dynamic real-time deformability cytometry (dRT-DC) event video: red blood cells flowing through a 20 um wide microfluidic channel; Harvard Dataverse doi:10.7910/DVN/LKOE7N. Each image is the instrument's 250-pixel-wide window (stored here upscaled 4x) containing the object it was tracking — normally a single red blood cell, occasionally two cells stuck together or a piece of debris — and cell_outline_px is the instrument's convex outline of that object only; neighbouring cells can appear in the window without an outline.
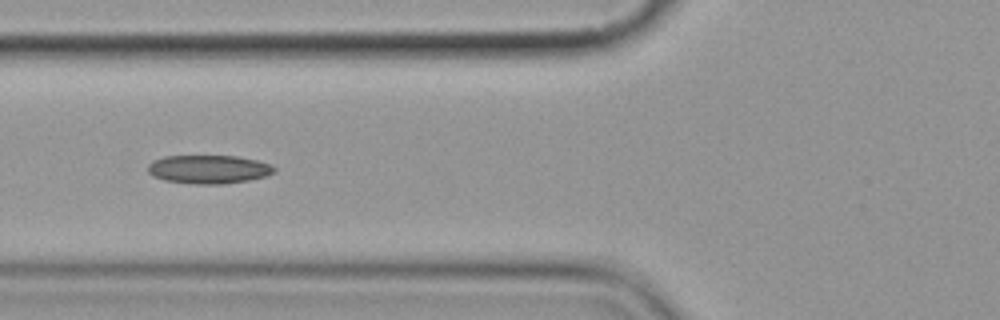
{"species": "common noctule bat (a hibernating species)", "species_latin": "Nyctalus noctula", "temperature_condition": "cold", "stored_images_in_passage": 9, "camera_frame_rate_fps": 3000, "um_per_image_px": 0.085, "animal": {"sex": "female", "body_mass_g": 19.9}, "frame": {"image": 1, "passage_image": 6, "time_ms": 5.667, "image_size_px": [1000, 320], "cell_outline_px": [[276, 172], [264, 176], [248, 180], [220, 184], [196, 184], [164, 180], [152, 176], [148, 172], [148, 164], [152, 160], [164, 156], [236, 156], [256, 160], [268, 164], [276, 168]], "centroid_in_image_um": [17.69, 14.39], "position_along_channel_um": 108.1, "area_um2": 20.92}}
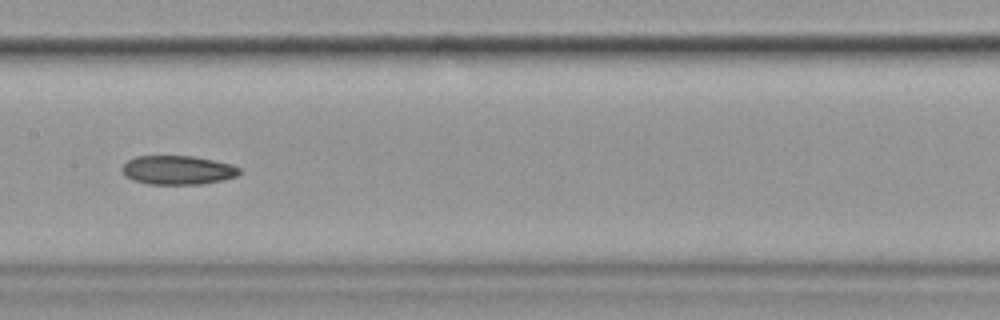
{"frame": {"image": 2, "passage_image": 8, "time_ms": 8.0, "image_size_px": [1000, 320], "cell_outline_px": [[240, 172], [236, 176], [220, 180], [200, 184], [148, 184], [132, 180], [124, 176], [120, 168], [128, 160], [136, 156], [192, 156], [232, 164], [240, 168]], "centroid_in_image_um": [15.05, 14.45], "position_along_channel_um": 192.3, "area_um2": 19.77}}
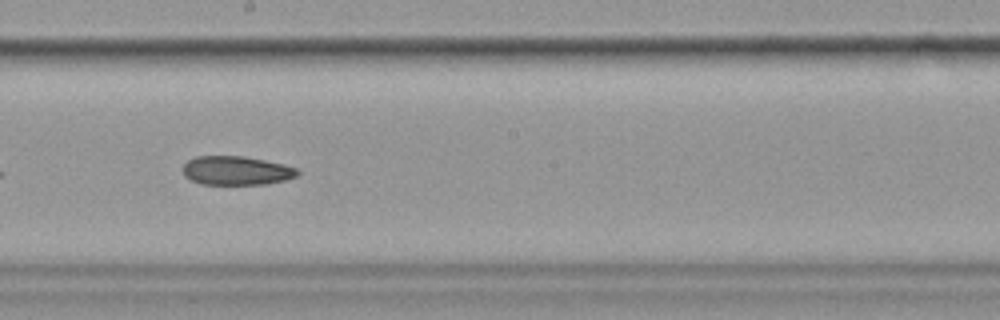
{"frame": {"image": 3, "passage_image": 9, "time_ms": 9.0, "image_size_px": [1000, 320], "cell_outline_px": [[300, 172], [296, 176], [284, 180], [268, 184], [200, 184], [184, 176], [184, 164], [188, 160], [196, 156], [244, 156], [284, 164], [296, 168]], "centroid_in_image_um": [20.09, 14.5], "position_along_channel_um": 228.1, "area_um2": 19.25}}